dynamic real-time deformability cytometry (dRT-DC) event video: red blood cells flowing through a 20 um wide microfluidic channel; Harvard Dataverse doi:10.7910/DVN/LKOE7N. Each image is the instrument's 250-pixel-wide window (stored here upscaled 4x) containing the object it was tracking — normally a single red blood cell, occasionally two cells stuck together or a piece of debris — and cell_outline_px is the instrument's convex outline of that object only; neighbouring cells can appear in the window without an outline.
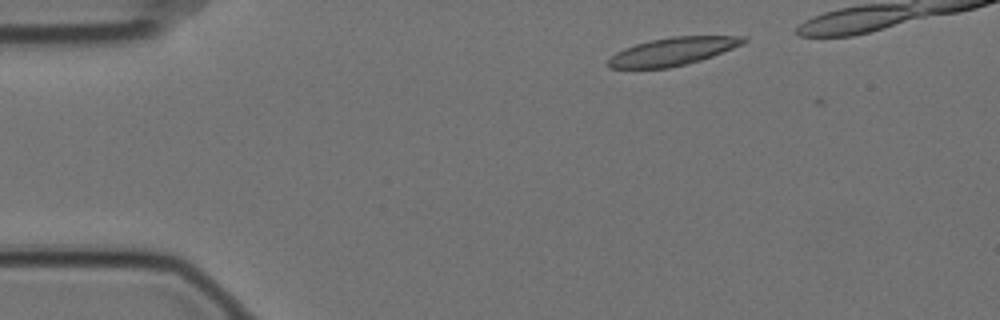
{"species": "Egyptian fruit bat (a non-hibernating species)", "species_latin": "Rousettus aegyptiacus", "temperature_condition": "cold", "stored_images_in_passage": 3, "camera_frame_rate_fps": 3000, "um_per_image_px": 0.085, "animal": {"sex": "female"}, "frame": {"image": 1, "passage_image": 1, "time_ms": 0.0, "image_size_px": [1000, 320], "cell_outline_px": [[748, 40], [744, 44], [712, 56], [700, 60], [668, 68], [608, 68], [608, 60], [616, 52], [624, 48], [636, 44], [652, 40], [672, 36], [744, 36]], "centroid_in_image_um": [57.2, 4.36], "position_along_channel_um": 27.8, "area_um2": 21.79}}